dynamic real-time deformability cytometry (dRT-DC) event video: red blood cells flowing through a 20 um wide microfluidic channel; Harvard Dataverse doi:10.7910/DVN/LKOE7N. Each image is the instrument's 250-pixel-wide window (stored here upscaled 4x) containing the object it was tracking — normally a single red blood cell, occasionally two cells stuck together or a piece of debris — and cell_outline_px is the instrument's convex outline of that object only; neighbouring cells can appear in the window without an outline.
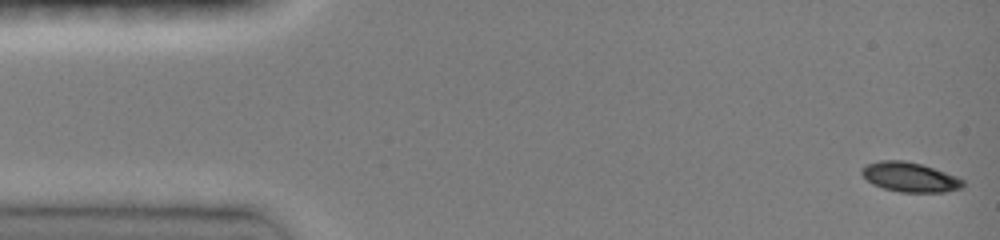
{"species": "common noctule bat (a hibernating species)", "species_latin": "Nyctalus noctula", "temperature_condition": "room temperature", "stored_images_in_passage": 46, "camera_frame_rate_fps": 3000, "um_per_image_px": 0.085, "animal": {"sex": "female", "body_mass_g": 19.0, "forearm_length_mm": 51.5}, "frame": {"image": 1, "passage_image": 1, "time_ms": 0.0, "image_size_px": [1000, 240], "cell_outline_px": [[964, 184], [960, 188], [944, 192], [900, 192], [884, 188], [872, 184], [860, 172], [860, 168], [868, 164], [880, 160], [904, 160], [920, 164], [956, 176], [964, 180]], "centroid_in_image_um": [77.31, 15.05], "position_along_channel_um": 7.7, "area_um2": 17.28}}
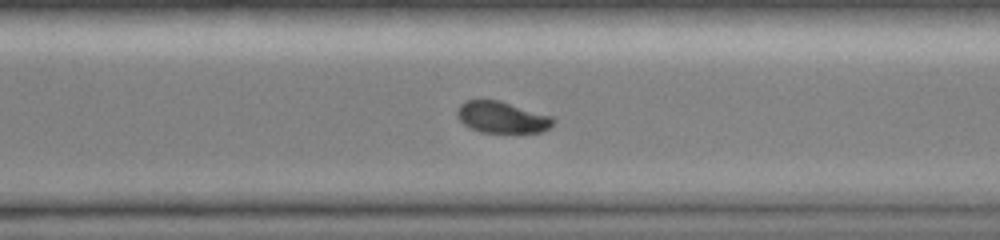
{"frame": {"image": 2, "passage_image": 33, "time_ms": 10.667, "image_size_px": [1000, 240], "cell_outline_px": [[556, 120], [548, 128], [540, 132], [480, 132], [464, 124], [456, 116], [456, 112], [460, 104], [464, 100], [496, 100], [552, 116]], "centroid_in_image_um": [42.63, 9.97], "position_along_channel_um": 328.0, "area_um2": 17.34}}
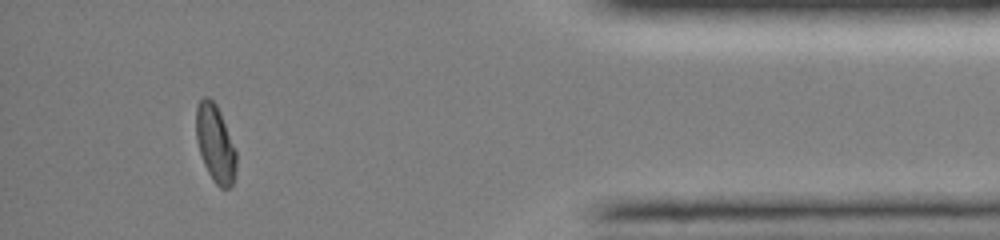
{"frame": {"image": 3, "passage_image": 42, "time_ms": 13.667, "image_size_px": [1000, 240], "cell_outline_px": [[236, 168], [232, 184], [228, 188], [220, 188], [212, 180], [204, 164], [196, 140], [196, 108], [200, 100], [204, 96], [208, 96], [216, 104], [220, 112], [236, 148]], "centroid_in_image_um": [18.3, 12.19], "position_along_channel_um": 416.9, "area_um2": 18.15}, "authors_computed_cell_mechanics": {"area_um2": 18.2359, "velocity_mm_per_s": 4.1361, "shape_relaxation_time_tau1_ms": 4.0348, "shape_relaxation_time_tau2_ms": 10.1991, "deformation_change_tau1": 0.1346, "deformation_change_tau2": 0.113}}